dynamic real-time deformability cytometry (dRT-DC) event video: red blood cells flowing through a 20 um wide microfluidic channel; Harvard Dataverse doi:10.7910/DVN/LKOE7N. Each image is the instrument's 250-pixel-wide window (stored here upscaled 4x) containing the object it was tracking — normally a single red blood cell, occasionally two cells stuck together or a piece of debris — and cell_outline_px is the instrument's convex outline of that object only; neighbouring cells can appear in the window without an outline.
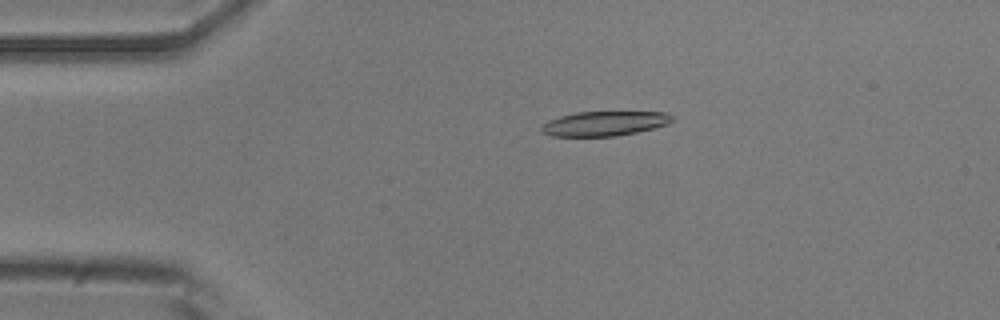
{"species": "common noctule bat (a hibernating species)", "species_latin": "Nyctalus noctula", "temperature_condition": "room temperature", "stored_images_in_passage": 54, "camera_frame_rate_fps": 3000, "um_per_image_px": 0.085, "animal": {"sex": "male", "body_mass_g": 20.5, "forearm_length_mm": 52.5}, "frame": {"image": 1, "passage_image": 11, "time_ms": 3.333, "image_size_px": [1000, 320], "cell_outline_px": [[676, 116], [668, 124], [636, 132], [616, 136], [552, 136], [540, 132], [540, 128], [548, 120], [560, 116], [576, 112], [668, 112]], "centroid_in_image_um": [51.38, 10.49], "position_along_channel_um": 33.6, "area_um2": 18.79}}
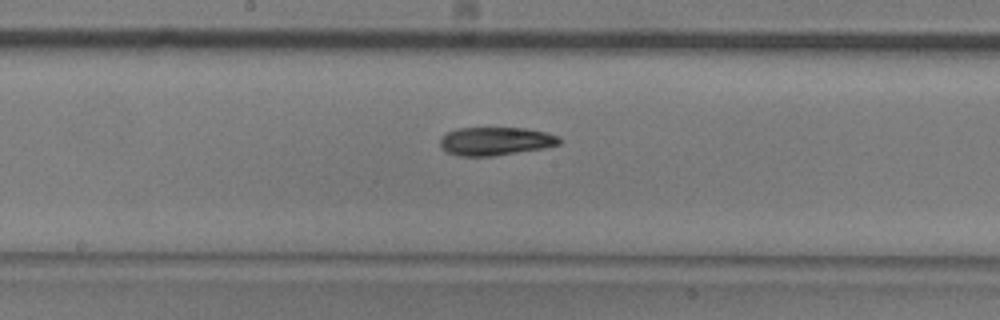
{"frame": {"image": 2, "passage_image": 28, "time_ms": 9.0, "image_size_px": [1000, 320], "cell_outline_px": [[564, 140], [560, 144], [544, 148], [492, 156], [460, 156], [448, 152], [440, 148], [440, 136], [456, 128], [524, 128], [548, 132], [560, 136]], "centroid_in_image_um": [42.15, 11.99], "position_along_channel_um": 206.1, "area_um2": 19.88}}
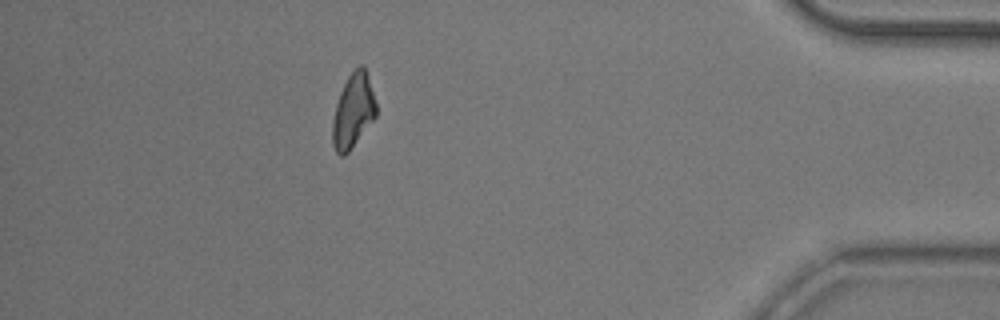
{"frame": {"image": 3, "passage_image": 48, "time_ms": 15.667, "image_size_px": [1000, 320], "cell_outline_px": [[376, 116], [348, 152], [344, 156], [340, 156], [336, 152], [332, 144], [332, 120], [336, 104], [340, 92], [348, 76], [360, 64], [364, 64], [368, 76], [376, 104]], "centroid_in_image_um": [30.0, 9.43], "position_along_channel_um": 405.2, "area_um2": 18.73}, "authors_computed_cell_mechanics": {"area_um2": 19.8254, "velocity_mm_per_s": 3.7163, "shape_relaxation_time_tau1_ms": 5.3027, "shape_relaxation_time_tau2_ms": null, "deformation_change_tau1": 0.1655, "deformation_change_tau2": null}}